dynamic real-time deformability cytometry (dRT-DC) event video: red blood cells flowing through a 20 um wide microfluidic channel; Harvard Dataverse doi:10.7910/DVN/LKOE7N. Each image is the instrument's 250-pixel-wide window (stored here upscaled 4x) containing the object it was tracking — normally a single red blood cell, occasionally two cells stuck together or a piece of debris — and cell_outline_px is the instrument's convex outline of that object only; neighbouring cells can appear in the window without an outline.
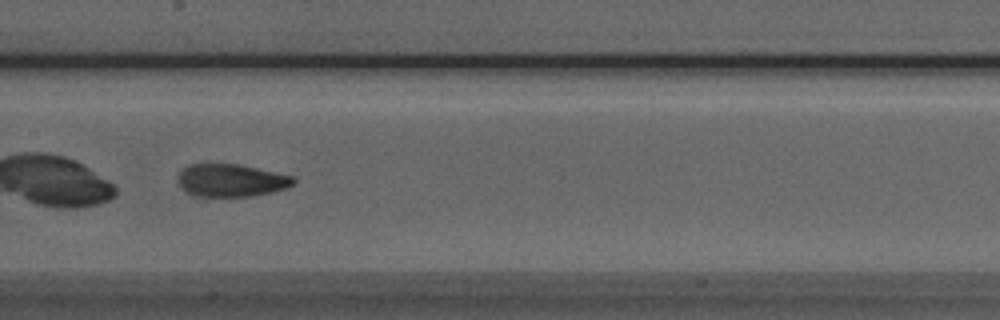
{"species": "Egyptian fruit bat (a non-hibernating species)", "species_latin": "Rousettus aegyptiacus", "temperature_condition": "room temperature", "stored_images_in_passage": 23, "camera_frame_rate_fps": 3000, "um_per_image_px": 0.085, "animal": {"sex": "male"}, "frame": {"image": 1, "passage_image": 12, "time_ms": 3.667, "image_size_px": [1000, 320], "cell_outline_px": [[296, 180], [292, 184], [284, 188], [272, 192], [252, 196], [192, 196], [176, 180], [176, 176], [188, 164], [236, 164], [256, 168], [292, 176]], "centroid_in_image_um": [19.6, 15.33], "position_along_channel_um": 187.8, "area_um2": 21.73}}